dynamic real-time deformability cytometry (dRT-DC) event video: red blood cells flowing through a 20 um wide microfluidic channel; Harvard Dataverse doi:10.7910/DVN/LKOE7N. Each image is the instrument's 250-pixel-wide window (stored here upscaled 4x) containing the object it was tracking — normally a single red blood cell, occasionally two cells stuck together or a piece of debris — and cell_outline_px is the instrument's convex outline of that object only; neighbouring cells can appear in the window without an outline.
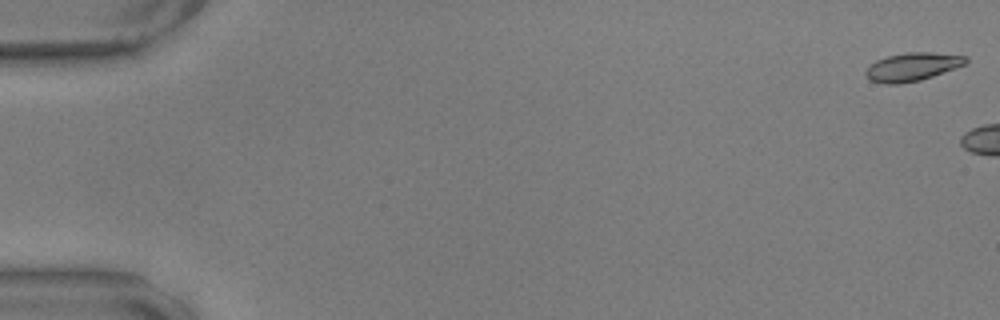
{"species": "common noctule bat (a hibernating species)", "species_latin": "Nyctalus noctula", "temperature_condition": "warm", "stored_images_in_passage": 5, "camera_frame_rate_fps": 3000, "um_per_image_px": 0.085, "animal": {"sex": "male", "body_mass_g": 17.9, "forearm_length_mm": 54.2}, "frame": {"image": 1, "passage_image": 1, "time_ms": 0.0, "image_size_px": [1000, 320], "cell_outline_px": [[968, 60], [964, 64], [932, 76], [920, 80], [900, 84], [884, 84], [868, 80], [864, 72], [876, 60], [888, 56], [908, 52], [932, 52], [968, 56]], "centroid_in_image_um": [77.52, 5.68], "position_along_channel_um": 7.5, "area_um2": 16.36}}